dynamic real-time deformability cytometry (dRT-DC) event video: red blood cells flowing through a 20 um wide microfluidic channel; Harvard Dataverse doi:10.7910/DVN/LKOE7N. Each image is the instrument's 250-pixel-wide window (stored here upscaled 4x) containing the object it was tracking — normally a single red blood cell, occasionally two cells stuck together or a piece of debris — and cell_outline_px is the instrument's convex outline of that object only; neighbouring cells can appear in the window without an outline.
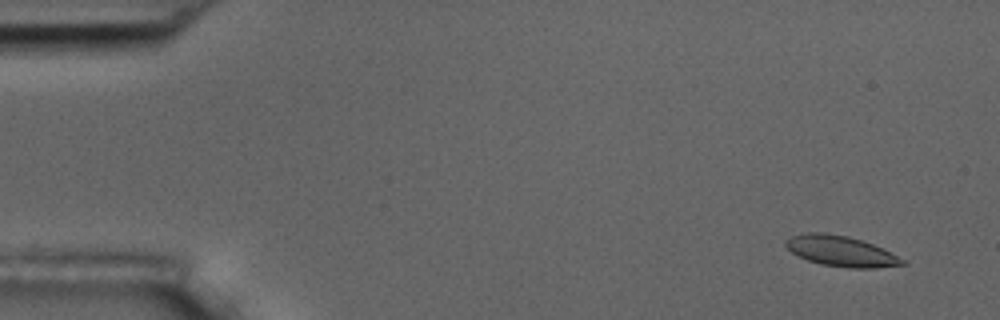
{"species": "common noctule bat (a hibernating species)", "species_latin": "Nyctalus noctula", "temperature_condition": "room temperature", "stored_images_in_passage": 4, "camera_frame_rate_fps": 3000, "um_per_image_px": 0.085, "animal": {"sex": "male", "body_mass_g": 17.5, "forearm_length_mm": 52.3}, "frame": {"image": 1, "passage_image": 1, "time_ms": 0.0, "image_size_px": [1000, 320], "cell_outline_px": [[908, 264], [876, 268], [848, 268], [820, 264], [808, 260], [792, 252], [784, 244], [784, 240], [792, 236], [808, 232], [824, 232], [848, 236], [884, 248], [904, 260]], "centroid_in_image_um": [71.49, 21.35], "position_along_channel_um": 13.5, "area_um2": 20.75}}
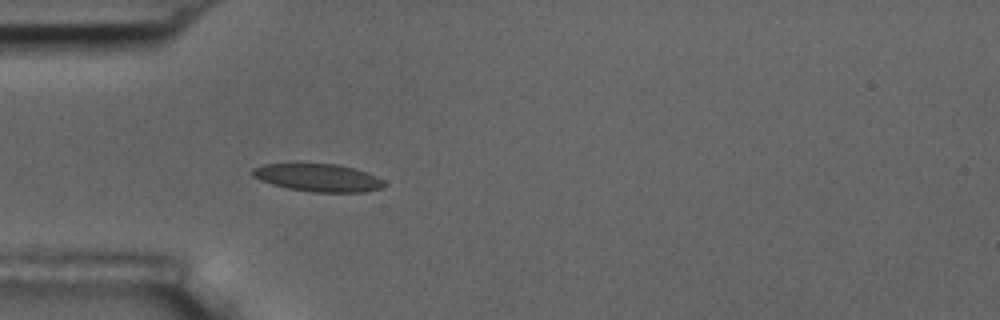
{"frame": {"image": 2, "passage_image": 4, "time_ms": 4.333, "image_size_px": [1000, 320], "cell_outline_px": [[388, 184], [384, 188], [364, 192], [312, 192], [288, 188], [272, 184], [260, 180], [252, 176], [252, 168], [264, 164], [296, 160], [336, 164], [368, 172], [384, 180]], "centroid_in_image_um": [27.01, 15.05], "position_along_channel_um": 58.0, "area_um2": 22.37}}